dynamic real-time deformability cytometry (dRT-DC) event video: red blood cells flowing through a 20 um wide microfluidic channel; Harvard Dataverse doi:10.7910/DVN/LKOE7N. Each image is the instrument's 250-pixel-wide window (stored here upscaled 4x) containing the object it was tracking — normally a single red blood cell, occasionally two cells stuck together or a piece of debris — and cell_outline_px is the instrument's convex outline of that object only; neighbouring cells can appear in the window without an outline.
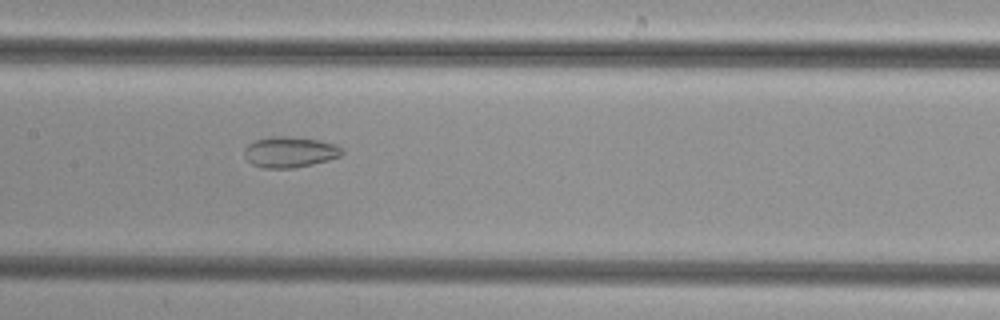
{"species": "common noctule bat (a hibernating species)", "species_latin": "Nyctalus noctula", "temperature_condition": "cold", "stored_images_in_passage": 48, "camera_frame_rate_fps": 3000, "um_per_image_px": 0.085, "animal": {"sex": "female", "body_mass_g": 29.2, "forearm_length_mm": 56.3}, "frame": {"image": 1, "passage_image": 26, "time_ms": 8.333, "image_size_px": [1000, 320], "cell_outline_px": [[344, 152], [340, 156], [328, 160], [312, 164], [292, 168], [264, 168], [252, 164], [244, 156], [244, 148], [248, 144], [256, 140], [272, 136], [288, 136], [316, 140], [336, 144]], "centroid_in_image_um": [24.61, 12.92], "position_along_channel_um": 182.8, "area_um2": 17.4}}
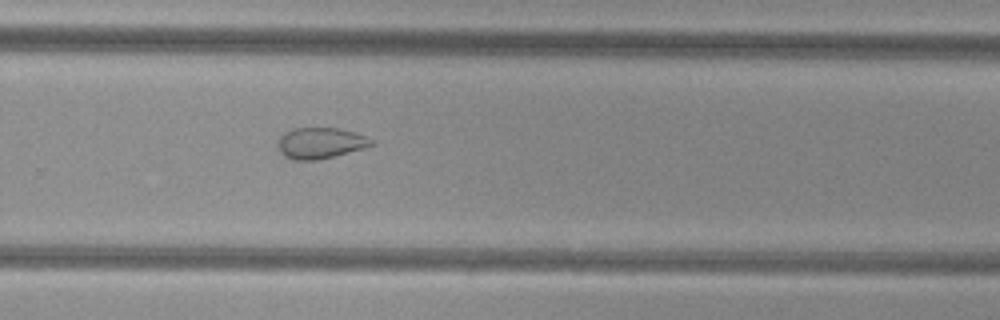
{"frame": {"image": 2, "passage_image": 35, "time_ms": 11.333, "image_size_px": [1000, 320], "cell_outline_px": [[376, 144], [364, 148], [336, 156], [316, 160], [292, 160], [284, 156], [280, 152], [276, 144], [280, 136], [284, 132], [296, 128], [340, 128], [364, 136], [372, 140]], "centroid_in_image_um": [27.2, 12.17], "position_along_channel_um": 302.6, "area_um2": 16.99}}
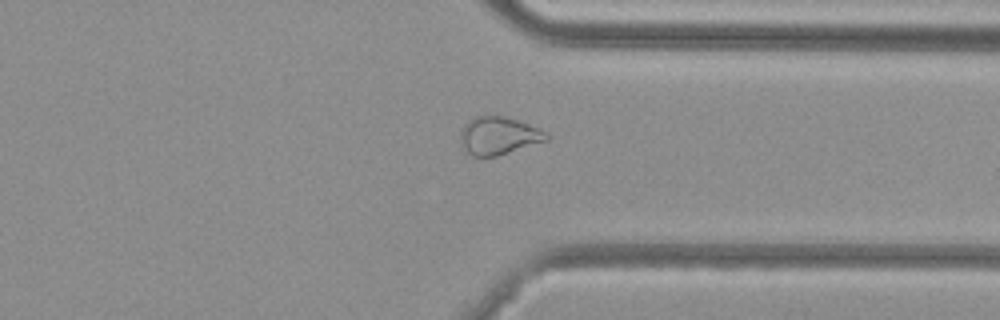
{"frame": {"image": 3, "passage_image": 40, "time_ms": 13.0, "image_size_px": [1000, 320], "cell_outline_px": [[548, 140], [496, 156], [472, 156], [464, 148], [460, 136], [460, 132], [464, 124], [468, 120], [476, 116], [488, 112], [504, 116], [528, 124], [548, 132]], "centroid_in_image_um": [42.36, 11.49], "position_along_channel_um": 369.0, "area_um2": 19.13}}